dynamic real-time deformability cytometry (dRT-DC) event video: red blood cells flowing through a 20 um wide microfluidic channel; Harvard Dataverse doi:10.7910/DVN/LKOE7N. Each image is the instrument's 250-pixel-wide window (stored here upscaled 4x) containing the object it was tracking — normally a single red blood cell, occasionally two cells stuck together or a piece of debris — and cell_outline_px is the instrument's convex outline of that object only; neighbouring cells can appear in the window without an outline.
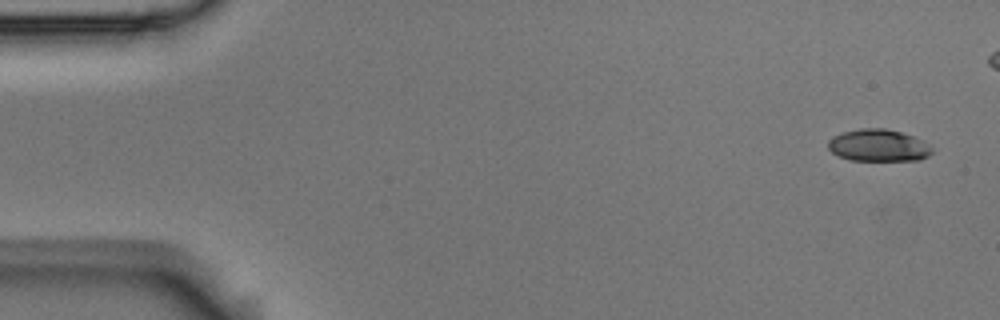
{"species": "Egyptian fruit bat (a non-hibernating species)", "species_latin": "Rousettus aegyptiacus", "temperature_condition": "room temperature", "stored_images_in_passage": 6, "camera_frame_rate_fps": 3000, "um_per_image_px": 0.085, "animal": {"sex": "male"}, "frame": {"image": 1, "passage_image": 1, "time_ms": 0.0, "image_size_px": [1000, 320], "cell_outline_px": [[932, 152], [928, 156], [920, 160], [852, 160], [840, 156], [832, 152], [828, 148], [828, 140], [832, 136], [844, 132], [860, 128], [884, 128], [900, 132], [912, 136], [928, 144], [932, 148]], "centroid_in_image_um": [74.65, 12.36], "position_along_channel_um": 10.4, "area_um2": 19.25}}
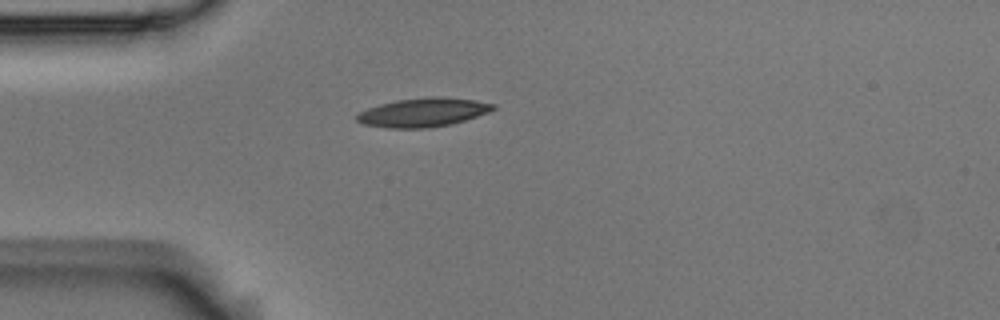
{"frame": {"image": 2, "passage_image": 6, "time_ms": 1.667, "image_size_px": [1000, 320], "cell_outline_px": [[496, 108], [488, 112], [452, 124], [428, 128], [388, 128], [364, 124], [356, 120], [356, 116], [360, 112], [368, 108], [380, 104], [396, 100], [432, 96], [440, 96], [476, 100], [496, 104]], "centroid_in_image_um": [35.98, 9.55], "position_along_channel_um": 49.0, "area_um2": 22.89}}